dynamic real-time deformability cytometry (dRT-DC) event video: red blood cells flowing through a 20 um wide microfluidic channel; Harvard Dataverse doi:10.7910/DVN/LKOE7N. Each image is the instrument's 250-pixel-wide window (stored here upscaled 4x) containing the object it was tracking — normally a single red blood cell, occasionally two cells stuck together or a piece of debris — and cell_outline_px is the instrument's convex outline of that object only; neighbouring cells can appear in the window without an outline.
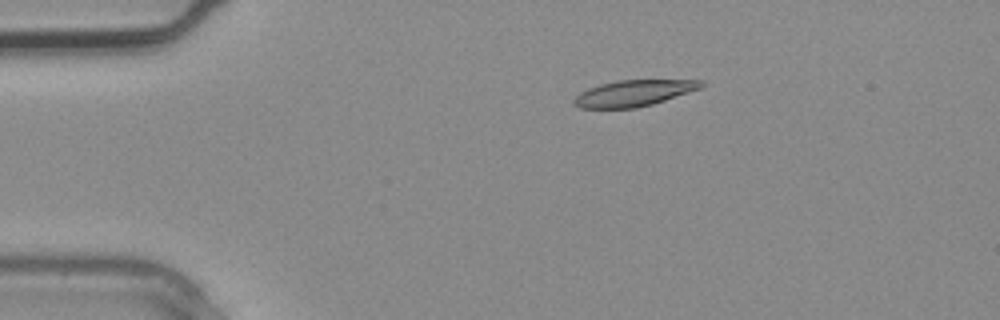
{"species": "common noctule bat (a hibernating species)", "species_latin": "Nyctalus noctula", "temperature_condition": "warm", "stored_images_in_passage": 3, "camera_frame_rate_fps": 3000, "um_per_image_px": 0.085, "animal": {"sex": "male", "body_mass_g": 20.4}, "frame": {"image": 1, "passage_image": 2, "time_ms": 0.333, "image_size_px": [1000, 320], "cell_outline_px": [[704, 84], [700, 88], [652, 104], [636, 108], [580, 108], [572, 104], [572, 100], [580, 92], [588, 88], [600, 84], [620, 80], [704, 80]], "centroid_in_image_um": [53.81, 7.92], "position_along_channel_um": 31.2, "area_um2": 19.25}}
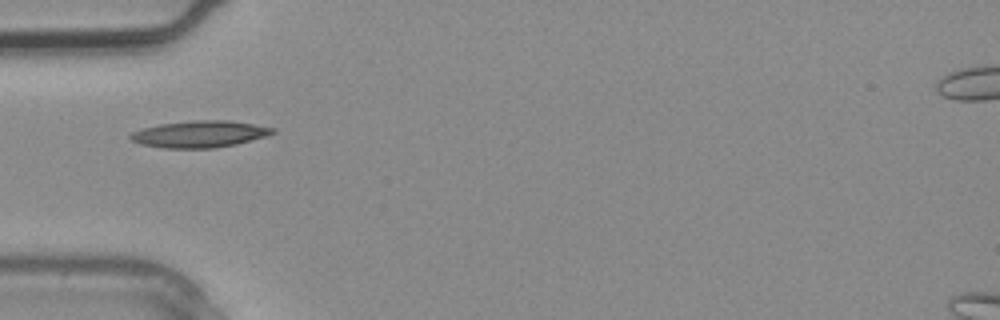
{"frame": {"image": 2, "passage_image": 3, "time_ms": 0.667, "image_size_px": [1000, 320], "cell_outline_px": [[276, 132], [268, 136], [236, 144], [212, 148], [164, 148], [140, 144], [132, 140], [128, 136], [132, 132], [144, 128], [160, 124], [196, 120], [228, 120], [276, 128]], "centroid_in_image_um": [17.0, 11.4], "position_along_channel_um": 68.0, "area_um2": 22.08}}